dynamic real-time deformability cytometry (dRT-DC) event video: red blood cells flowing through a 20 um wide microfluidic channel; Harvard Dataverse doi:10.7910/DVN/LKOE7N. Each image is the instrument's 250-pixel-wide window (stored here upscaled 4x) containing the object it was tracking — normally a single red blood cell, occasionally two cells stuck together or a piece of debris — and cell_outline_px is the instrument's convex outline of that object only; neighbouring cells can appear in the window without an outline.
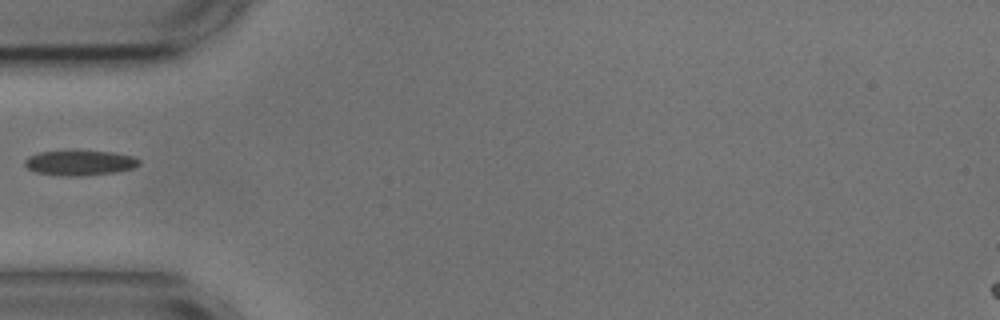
{"species": "common noctule bat (a hibernating species)", "species_latin": "Nyctalus noctula", "temperature_condition": "cold", "stored_images_in_passage": 14, "camera_frame_rate_fps": 3000, "um_per_image_px": 0.085, "animal": {"sex": "male", "body_mass_g": 17.9, "forearm_length_mm": 54.2}, "frame": {"image": 1, "passage_image": 1, "time_ms": 0.0, "image_size_px": [1000, 320], "cell_outline_px": [[140, 164], [136, 168], [116, 172], [80, 176], [60, 176], [36, 172], [28, 168], [24, 164], [24, 160], [28, 156], [40, 152], [116, 152], [136, 156], [140, 160]], "centroid_in_image_um": [6.84, 13.86], "position_along_channel_um": 78.2, "area_um2": 16.65}}